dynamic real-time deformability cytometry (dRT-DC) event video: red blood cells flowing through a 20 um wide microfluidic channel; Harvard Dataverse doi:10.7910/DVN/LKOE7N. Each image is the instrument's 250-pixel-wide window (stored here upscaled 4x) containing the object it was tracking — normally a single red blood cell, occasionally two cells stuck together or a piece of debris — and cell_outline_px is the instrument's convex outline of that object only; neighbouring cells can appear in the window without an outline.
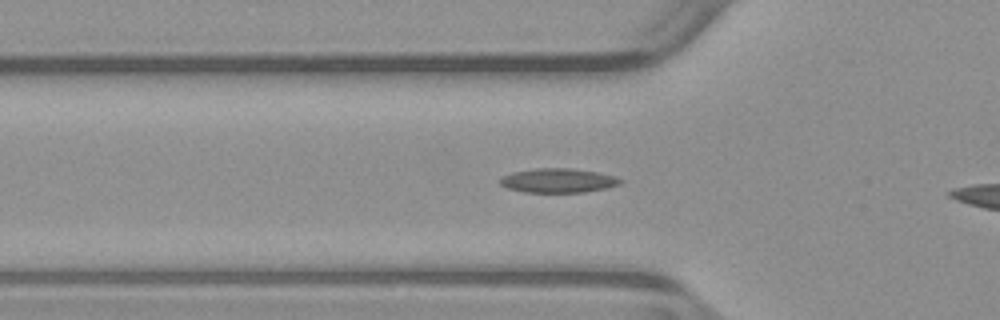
{"species": "common noctule bat (a hibernating species)", "species_latin": "Nyctalus noctula", "temperature_condition": "warm", "stored_images_in_passage": 36, "camera_frame_rate_fps": 3000, "um_per_image_px": 0.085, "animal": {"sex": "male", "body_mass_g": 23.1, "forearm_length_mm": 52.7}, "frame": {"image": 1, "passage_image": 9, "time_ms": 2.667, "image_size_px": [1000, 320], "cell_outline_px": [[624, 180], [620, 184], [608, 188], [584, 192], [524, 192], [508, 188], [500, 184], [500, 180], [504, 176], [512, 172], [536, 168], [568, 168], [596, 172], [616, 176]], "centroid_in_image_um": [47.48, 15.34], "position_along_channel_um": 78.3, "area_um2": 16.94}}
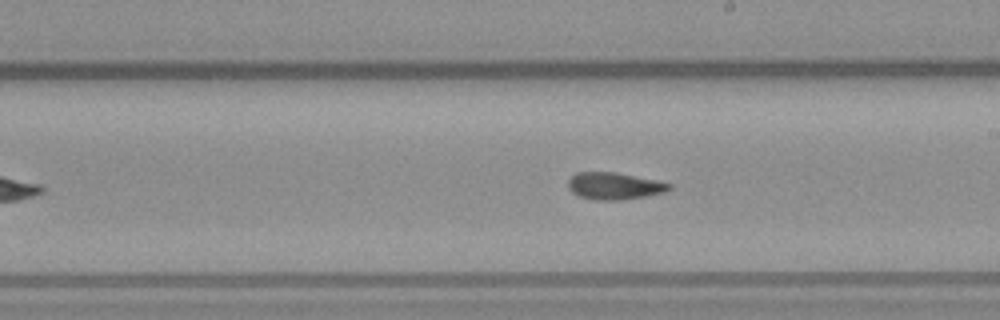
{"frame": {"image": 2, "passage_image": 21, "time_ms": 6.667, "image_size_px": [1000, 320], "cell_outline_px": [[672, 188], [664, 192], [648, 196], [620, 200], [596, 200], [580, 196], [572, 192], [568, 188], [568, 180], [576, 172], [616, 172], [656, 180], [672, 184]], "centroid_in_image_um": [52.22, 15.8], "position_along_channel_um": 236.8, "area_um2": 15.95}}
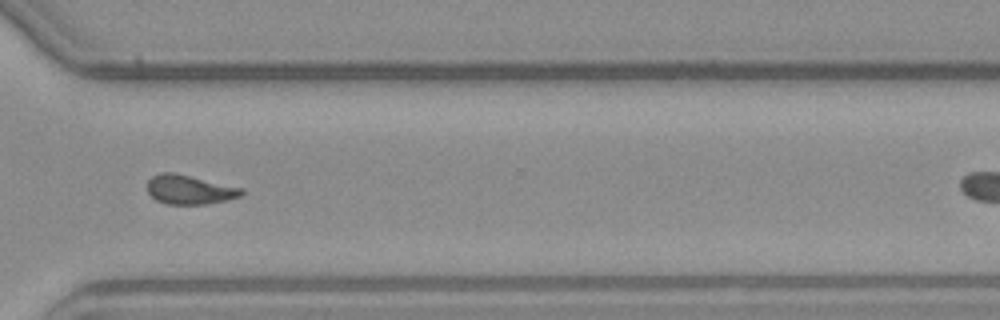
{"frame": {"image": 3, "passage_image": 30, "time_ms": 9.667, "image_size_px": [1000, 320], "cell_outline_px": [[244, 192], [240, 196], [224, 200], [204, 204], [168, 204], [156, 200], [148, 192], [148, 180], [152, 176], [160, 172], [176, 172], [244, 188]], "centroid_in_image_um": [16.1, 16.09], "position_along_channel_um": 354.5, "area_um2": 16.07}, "authors_computed_cell_mechanics": {"area_um2": 16.0684, "velocity_mm_per_s": 3.9326, "shape_relaxation_time_tau1_ms": null, "shape_relaxation_time_tau2_ms": 3.5844, "deformation_change_tau1": null, "deformation_change_tau2": 0.0978}}